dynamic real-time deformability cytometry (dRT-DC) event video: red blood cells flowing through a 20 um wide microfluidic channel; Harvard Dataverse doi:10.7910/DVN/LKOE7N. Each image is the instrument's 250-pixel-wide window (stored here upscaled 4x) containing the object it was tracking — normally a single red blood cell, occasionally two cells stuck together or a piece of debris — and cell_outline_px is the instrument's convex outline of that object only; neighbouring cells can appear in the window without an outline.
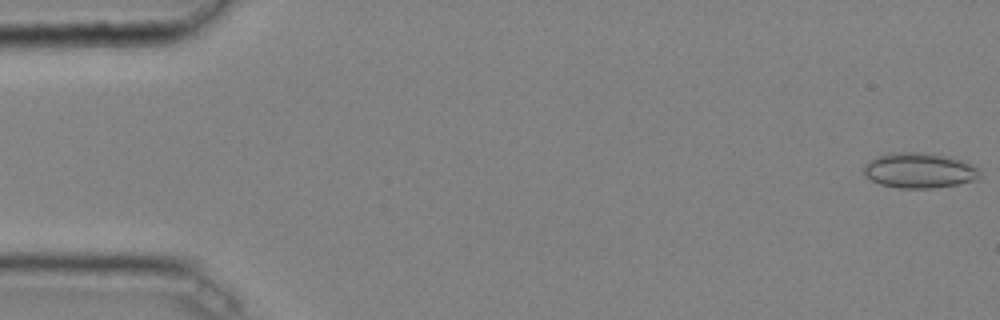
{"species": "common noctule bat (a hibernating species)", "species_latin": "Nyctalus noctula", "temperature_condition": "cold", "stored_images_in_passage": 18, "camera_frame_rate_fps": 3000, "um_per_image_px": 0.085, "animal": {"sex": "male", "body_mass_g": 20.4}, "frame": {"image": 1, "passage_image": 1, "time_ms": 0.0, "image_size_px": [1000, 320], "cell_outline_px": [[980, 176], [976, 180], [956, 184], [932, 188], [896, 188], [880, 184], [872, 180], [864, 172], [864, 164], [868, 160], [876, 156], [892, 152], [924, 152], [948, 156], [960, 160], [980, 168]], "centroid_in_image_um": [78.13, 14.48], "position_along_channel_um": 6.9, "area_um2": 23.93}}
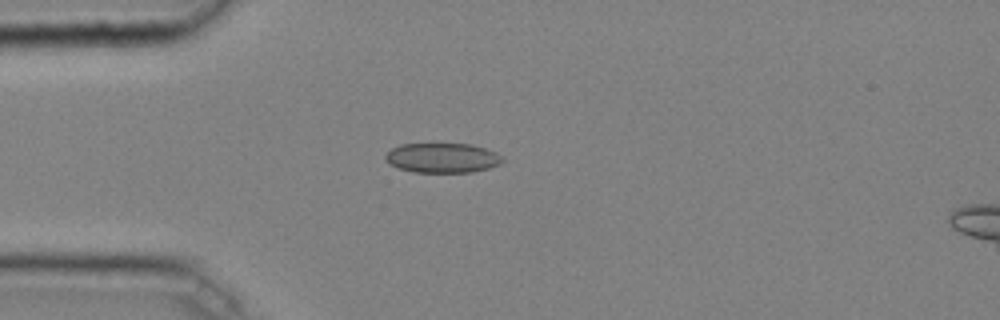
{"frame": {"image": 2, "passage_image": 13, "time_ms": 4.0, "image_size_px": [1000, 320], "cell_outline_px": [[504, 160], [500, 164], [488, 168], [472, 172], [412, 172], [388, 164], [384, 160], [384, 156], [392, 148], [400, 144], [472, 144], [496, 152]], "centroid_in_image_um": [37.57, 13.42], "position_along_channel_um": 47.4, "area_um2": 20.29}}